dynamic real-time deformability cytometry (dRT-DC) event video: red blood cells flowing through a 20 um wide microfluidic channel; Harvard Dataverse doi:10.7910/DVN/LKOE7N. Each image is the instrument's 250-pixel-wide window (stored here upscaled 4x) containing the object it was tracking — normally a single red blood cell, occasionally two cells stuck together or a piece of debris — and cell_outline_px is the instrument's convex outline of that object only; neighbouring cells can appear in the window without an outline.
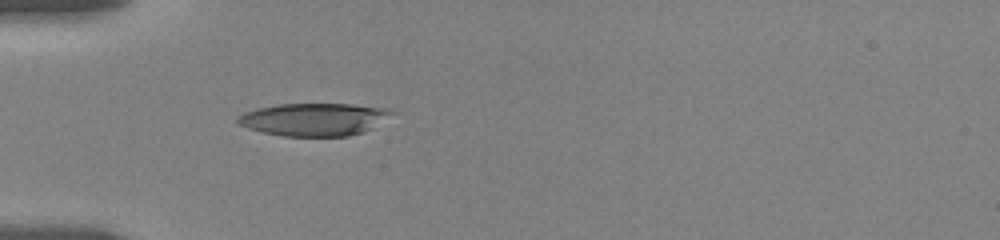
{"species": "human", "species_latin": "Homo sapiens", "temperature_condition": "room temperature", "stored_images_in_passage": 5, "camera_frame_rate_fps": 3000, "um_per_image_px": 0.085, "donor": {"sex": "female"}, "frame": {"image": 1, "passage_image": 1, "time_ms": 0.0, "image_size_px": [1000, 240], "cell_outline_px": [[396, 112], [372, 128], [348, 136], [284, 136], [264, 132], [248, 128], [236, 124], [236, 116], [244, 112], [256, 108], [276, 104], [352, 104], [388, 108]], "centroid_in_image_um": [26.65, 10.13], "position_along_channel_um": 58.3, "area_um2": 29.42}}
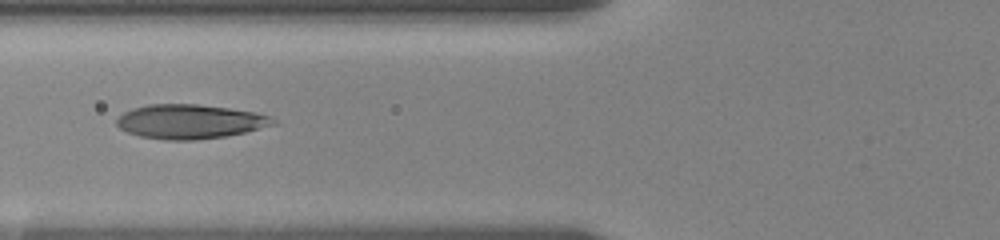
{"frame": {"image": 2, "passage_image": 3, "time_ms": 1.667, "image_size_px": [1000, 240], "cell_outline_px": [[280, 124], [244, 132], [224, 136], [196, 140], [164, 140], [140, 136], [128, 132], [120, 128], [116, 124], [116, 120], [124, 112], [132, 108], [148, 104], [200, 104], [228, 108], [252, 112], [272, 116]], "centroid_in_image_um": [16.17, 10.33], "position_along_channel_um": 109.6, "area_um2": 31.33}}
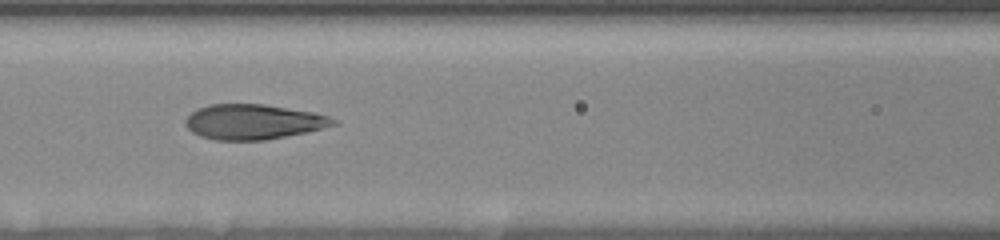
{"frame": {"image": 3, "passage_image": 4, "time_ms": 2.667, "image_size_px": [1000, 240], "cell_outline_px": [[340, 124], [304, 132], [264, 140], [216, 140], [200, 136], [192, 132], [184, 124], [184, 120], [196, 108], [208, 104], [264, 104], [312, 112], [328, 116], [340, 120]], "centroid_in_image_um": [21.52, 10.35], "position_along_channel_um": 145.1, "area_um2": 30.23}}